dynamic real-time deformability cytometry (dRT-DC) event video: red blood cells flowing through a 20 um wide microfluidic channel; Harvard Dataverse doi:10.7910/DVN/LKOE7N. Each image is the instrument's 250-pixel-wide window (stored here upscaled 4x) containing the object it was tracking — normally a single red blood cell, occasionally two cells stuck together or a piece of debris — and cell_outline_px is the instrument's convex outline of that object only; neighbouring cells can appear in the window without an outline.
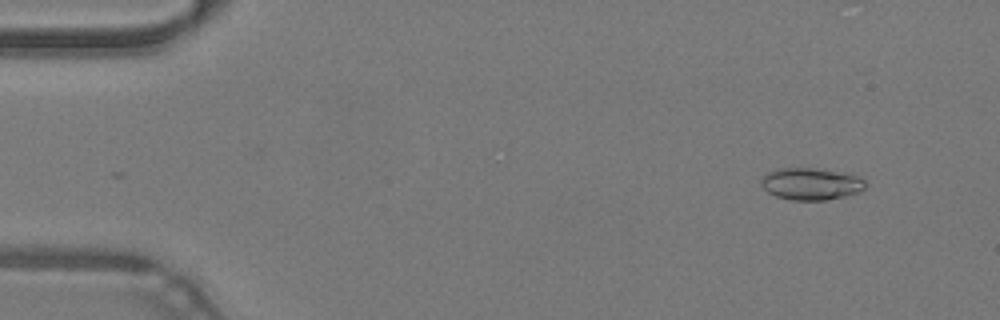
{"species": "common noctule bat (a hibernating species)", "species_latin": "Nyctalus noctula", "temperature_condition": "warm", "stored_images_in_passage": 38, "camera_frame_rate_fps": 3000, "um_per_image_px": 0.085, "animal": {"sex": "male", "body_mass_g": 19.2, "forearm_length_mm": 51.8}, "frame": {"image": 1, "passage_image": 5, "time_ms": 1.333, "image_size_px": [1000, 320], "cell_outline_px": [[864, 188], [860, 192], [828, 200], [792, 200], [776, 196], [768, 192], [760, 184], [760, 180], [768, 172], [780, 168], [816, 168], [856, 176], [864, 180]], "centroid_in_image_um": [68.9, 15.64], "position_along_channel_um": 16.1, "area_um2": 19.19}}
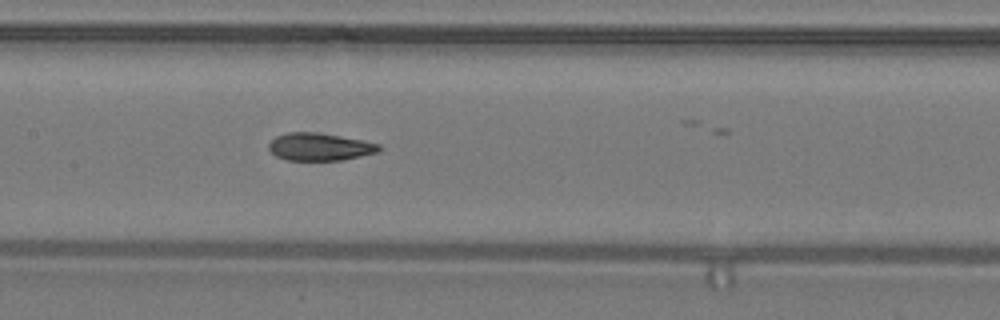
{"frame": {"image": 2, "passage_image": 24, "time_ms": 7.667, "image_size_px": [1000, 320], "cell_outline_px": [[384, 148], [380, 152], [340, 160], [288, 160], [276, 156], [268, 148], [268, 144], [276, 136], [288, 132], [316, 132], [364, 140], [380, 144]], "centroid_in_image_um": [27.21, 12.47], "position_along_channel_um": 180.2, "area_um2": 17.8}}
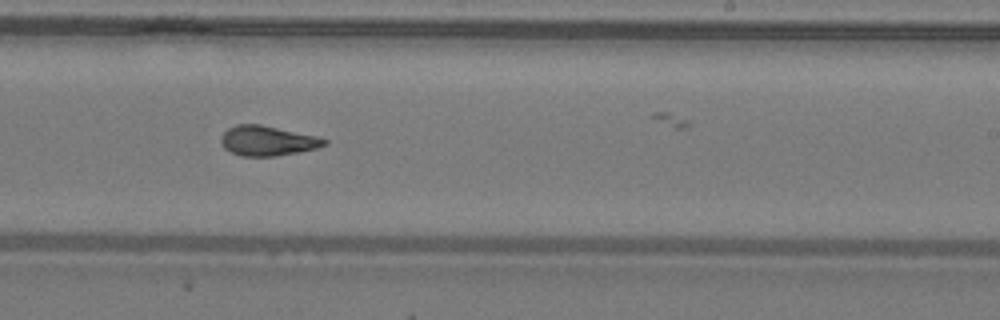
{"frame": {"image": 3, "passage_image": 30, "time_ms": 9.667, "image_size_px": [1000, 320], "cell_outline_px": [[328, 144], [316, 148], [300, 152], [276, 156], [240, 156], [224, 148], [220, 140], [220, 136], [228, 128], [236, 124], [260, 124], [316, 136], [328, 140]], "centroid_in_image_um": [22.72, 11.97], "position_along_channel_um": 266.3, "area_um2": 18.03}}